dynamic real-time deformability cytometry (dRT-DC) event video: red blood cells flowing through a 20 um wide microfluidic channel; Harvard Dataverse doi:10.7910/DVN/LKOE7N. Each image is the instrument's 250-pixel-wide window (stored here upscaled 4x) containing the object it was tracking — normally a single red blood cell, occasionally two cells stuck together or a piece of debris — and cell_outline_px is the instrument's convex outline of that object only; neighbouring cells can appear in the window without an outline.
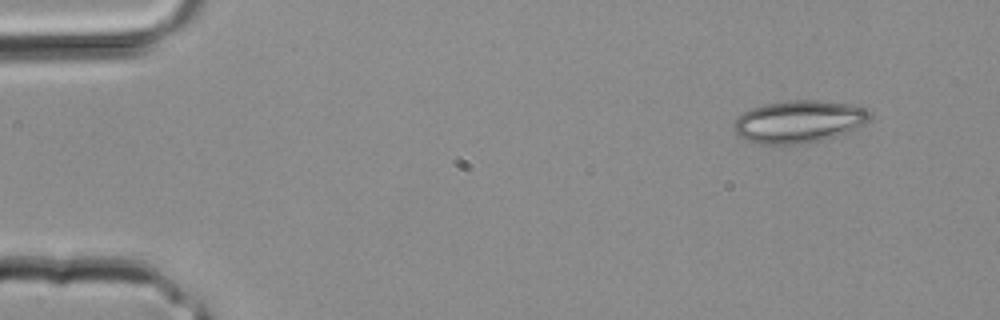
{"species": "common noctule bat (a hibernating species)", "species_latin": "Nyctalus noctula", "temperature_condition": "room temperature", "stored_images_in_passage": 2, "camera_frame_rate_fps": 3000, "um_per_image_px": 0.085, "animal": {"sex": "male", "body_mass_g": 20.4}, "frame": {"image": 1, "passage_image": 1, "time_ms": 0.0, "image_size_px": [1000, 320], "cell_outline_px": [[872, 120], [848, 132], [836, 136], [820, 140], [780, 148], [760, 144], [736, 136], [732, 128], [732, 124], [744, 112], [752, 108], [764, 104], [788, 100], [820, 100], [856, 104], [872, 112]], "centroid_in_image_um": [67.91, 10.36], "position_along_channel_um": 17.1, "area_um2": 34.62}}